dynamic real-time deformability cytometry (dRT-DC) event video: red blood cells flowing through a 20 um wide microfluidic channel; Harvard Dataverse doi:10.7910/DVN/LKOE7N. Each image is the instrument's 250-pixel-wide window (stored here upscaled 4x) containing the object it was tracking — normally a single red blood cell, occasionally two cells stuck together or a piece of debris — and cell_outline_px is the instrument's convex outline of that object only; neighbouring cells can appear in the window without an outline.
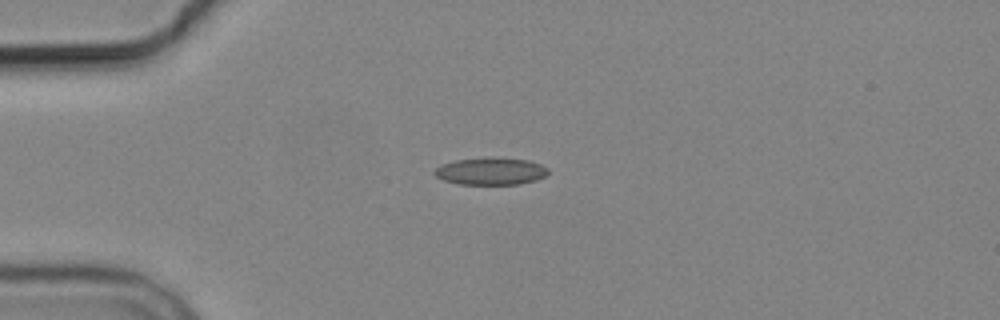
{"species": "common noctule bat (a hibernating species)", "species_latin": "Nyctalus noctula", "temperature_condition": "cold", "stored_images_in_passage": 5, "camera_frame_rate_fps": 3000, "um_per_image_px": 0.085, "animal": {"sex": "male", "body_mass_g": 19.2, "forearm_length_mm": 51.8}, "frame": {"image": 1, "passage_image": 5, "time_ms": 4.667, "image_size_px": [1000, 320], "cell_outline_px": [[548, 172], [544, 176], [536, 180], [520, 184], [460, 184], [444, 180], [436, 176], [432, 172], [440, 164], [456, 160], [528, 160], [540, 164], [548, 168]], "centroid_in_image_um": [41.69, 14.6], "position_along_channel_um": 43.3, "area_um2": 17.17}}